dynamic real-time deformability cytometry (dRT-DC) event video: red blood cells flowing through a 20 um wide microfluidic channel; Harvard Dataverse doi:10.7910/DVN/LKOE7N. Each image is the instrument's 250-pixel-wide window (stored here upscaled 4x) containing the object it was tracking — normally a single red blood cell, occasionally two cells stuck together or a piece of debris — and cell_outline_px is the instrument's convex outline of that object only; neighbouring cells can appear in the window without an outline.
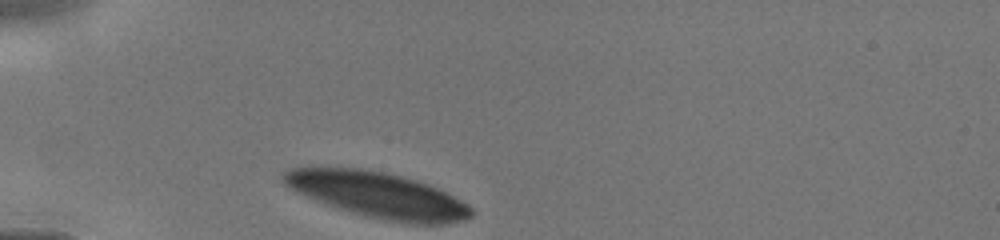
{"species": "human", "species_latin": "Homo sapiens", "temperature_condition": "cold", "stored_images_in_passage": 17, "camera_frame_rate_fps": 3000, "um_per_image_px": 0.085, "donor": {"sex": "male"}, "frame": {"image": 1, "passage_image": 1, "time_ms": 0.0, "image_size_px": [1000, 240], "cell_outline_px": [[476, 212], [472, 216], [464, 220], [448, 224], [412, 224], [380, 220], [336, 208], [324, 204], [296, 192], [284, 184], [280, 176], [284, 172], [292, 168], [360, 168], [384, 172], [416, 180], [440, 188], [468, 204]], "centroid_in_image_um": [32.16, 16.59], "position_along_channel_um": 52.8, "area_um2": 50.34}}
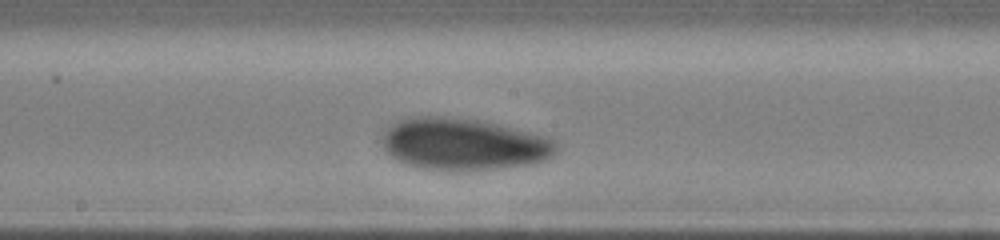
{"frame": {"image": 2, "passage_image": 10, "time_ms": 4.0, "image_size_px": [1000, 240], "cell_outline_px": [[560, 144], [556, 152], [552, 156], [544, 160], [532, 164], [504, 168], [464, 172], [444, 172], [416, 168], [404, 164], [396, 160], [384, 148], [384, 132], [392, 124], [400, 120], [428, 116], [436, 116], [476, 120], [496, 124], [532, 132], [548, 136]], "centroid_in_image_um": [39.46, 12.31], "position_along_channel_um": 208.7, "area_um2": 53.29}}
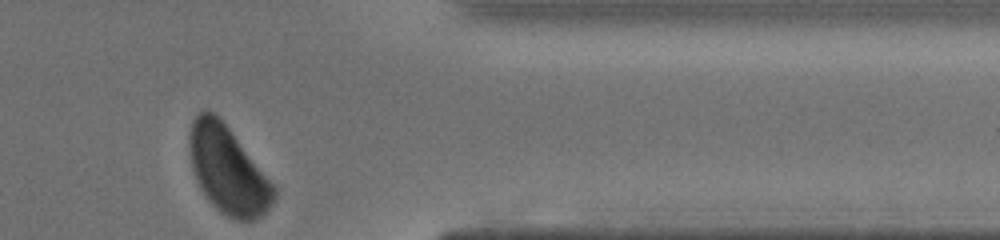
{"frame": {"image": 3, "passage_image": 17, "time_ms": 8.333, "image_size_px": [1000, 240], "cell_outline_px": [[276, 196], [272, 204], [260, 216], [252, 220], [236, 220], [220, 212], [212, 204], [200, 188], [196, 180], [192, 168], [188, 144], [188, 132], [192, 120], [200, 112], [208, 108], [228, 128], [276, 188]], "centroid_in_image_um": [19.33, 14.46], "position_along_channel_um": 392.1, "area_um2": 42.31}}